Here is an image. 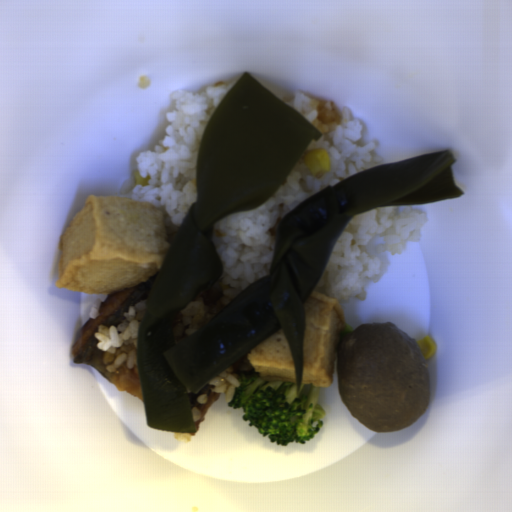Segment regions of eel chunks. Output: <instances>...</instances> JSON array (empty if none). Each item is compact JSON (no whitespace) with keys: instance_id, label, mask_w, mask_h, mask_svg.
<instances>
[{"instance_id":"1","label":"eel chunks","mask_w":512,"mask_h":512,"mask_svg":"<svg viewBox=\"0 0 512 512\" xmlns=\"http://www.w3.org/2000/svg\"><path fill=\"white\" fill-rule=\"evenodd\" d=\"M160 273L150 279L132 287L115 291L105 303L102 302L98 318H90L86 324L74 332L69 352L72 363L90 366L107 382L115 384V391H126L139 398L145 404L139 363L126 368L125 362L117 369L116 373H109L104 364V351L98 349L96 344L100 342L95 338V332H99V326H115L122 323L124 312L129 311V306L138 305L143 300H149L151 290Z\"/></svg>"},{"instance_id":"2","label":"eel chunks","mask_w":512,"mask_h":512,"mask_svg":"<svg viewBox=\"0 0 512 512\" xmlns=\"http://www.w3.org/2000/svg\"><path fill=\"white\" fill-rule=\"evenodd\" d=\"M213 387H216V386L214 384L207 383L197 394L189 393L190 403H191L192 408L199 407L200 412H201V418L195 420L197 432H199L201 422H203L205 420V414L208 412L211 405L215 401H218V399L221 395V393H216L213 390H211ZM207 393H208V403L199 405L195 401V398L201 394H207Z\"/></svg>"}]
</instances>
